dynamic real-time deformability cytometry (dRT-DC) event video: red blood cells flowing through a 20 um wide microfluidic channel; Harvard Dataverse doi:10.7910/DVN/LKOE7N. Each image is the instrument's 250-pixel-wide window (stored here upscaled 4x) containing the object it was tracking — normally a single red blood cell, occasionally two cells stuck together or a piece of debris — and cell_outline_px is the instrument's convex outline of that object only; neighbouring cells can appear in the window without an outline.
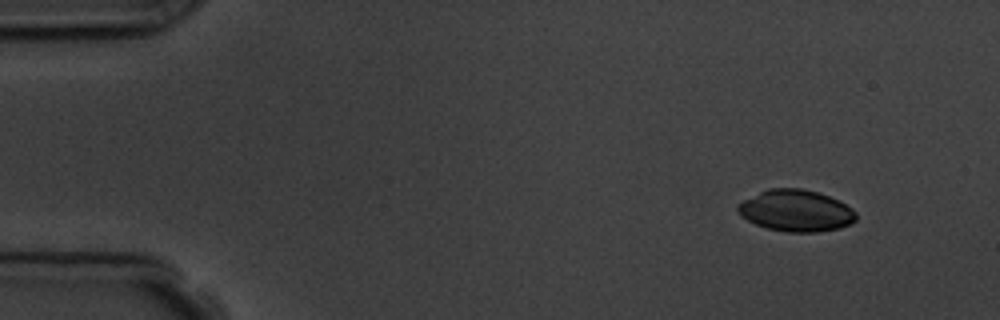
{"species": "common noctule bat (a hibernating species)", "species_latin": "Nyctalus noctula", "temperature_condition": "room temperature", "stored_images_in_passage": 5, "segment_of_instrument_passage": [1, 2], "camera_frame_rate_fps": 3000, "um_per_image_px": 0.085, "animal": {"sex": "male", "body_mass_g": 19.5, "forearm_length_mm": 54.6}, "frame": {"image": 1, "passage_image": 1, "time_ms": 0.0, "image_size_px": [1000, 320], "cell_outline_px": [[856, 220], [852, 224], [840, 228], [816, 232], [788, 232], [768, 228], [756, 224], [740, 216], [736, 208], [744, 200], [768, 188], [800, 188], [816, 192], [828, 196], [852, 208], [856, 212]], "centroid_in_image_um": [67.67, 17.92], "position_along_channel_um": 17.3, "area_um2": 28.44}}